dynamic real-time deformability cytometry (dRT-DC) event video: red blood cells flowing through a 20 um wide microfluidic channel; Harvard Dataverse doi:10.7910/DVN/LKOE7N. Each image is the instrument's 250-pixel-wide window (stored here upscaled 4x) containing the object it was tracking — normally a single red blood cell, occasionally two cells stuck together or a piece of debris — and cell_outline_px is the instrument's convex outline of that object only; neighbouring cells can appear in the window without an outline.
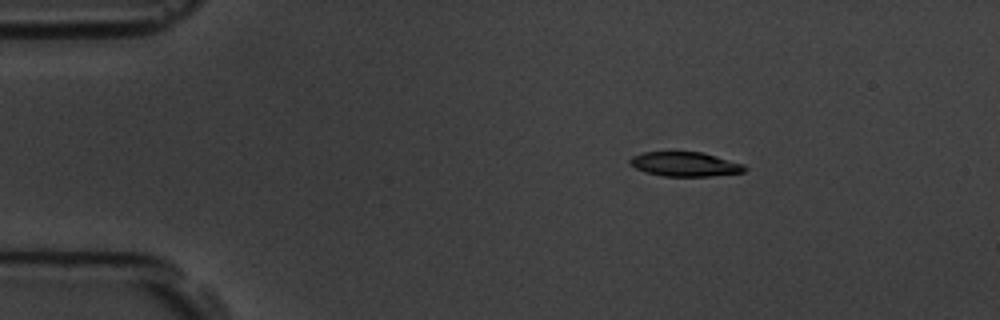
{"species": "common noctule bat (a hibernating species)", "species_latin": "Nyctalus noctula", "temperature_condition": "room temperature", "stored_images_in_passage": 4, "camera_frame_rate_fps": 3000, "um_per_image_px": 0.085, "animal": {"sex": "male", "body_mass_g": 19.5, "forearm_length_mm": 54.6}, "frame": {"image": 1, "passage_image": 1, "time_ms": 0.0, "image_size_px": [1000, 320], "cell_outline_px": [[748, 168], [744, 172], [708, 176], [664, 176], [648, 172], [636, 168], [628, 164], [628, 160], [632, 156], [644, 152], [704, 152], [744, 164]], "centroid_in_image_um": [58.24, 13.95], "position_along_channel_um": 26.8, "area_um2": 16.3}}
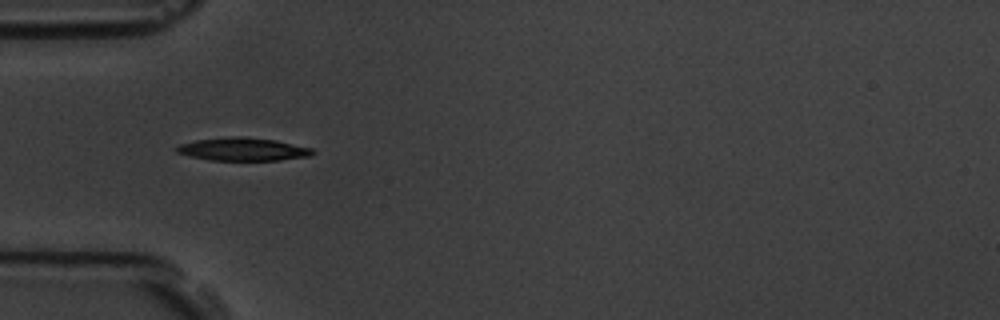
{"frame": {"image": 2, "passage_image": 3, "time_ms": 2.667, "image_size_px": [1000, 320], "cell_outline_px": [[316, 152], [312, 156], [280, 160], [208, 160], [176, 152], [172, 148], [180, 144], [196, 140], [228, 136], [244, 136], [276, 140], [312, 148]], "centroid_in_image_um": [20.66, 12.68], "position_along_channel_um": 64.3, "area_um2": 18.44}}
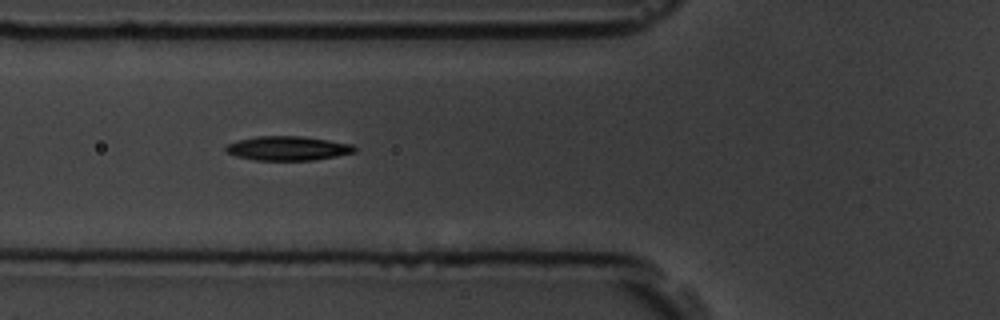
{"frame": {"image": 3, "passage_image": 4, "time_ms": 3.667, "image_size_px": [1000, 320], "cell_outline_px": [[356, 152], [336, 156], [312, 160], [256, 160], [236, 156], [224, 152], [224, 144], [236, 140], [256, 136], [300, 136], [328, 140], [352, 144], [356, 148]], "centroid_in_image_um": [24.39, 12.6], "position_along_channel_um": 101.4, "area_um2": 18.32}}